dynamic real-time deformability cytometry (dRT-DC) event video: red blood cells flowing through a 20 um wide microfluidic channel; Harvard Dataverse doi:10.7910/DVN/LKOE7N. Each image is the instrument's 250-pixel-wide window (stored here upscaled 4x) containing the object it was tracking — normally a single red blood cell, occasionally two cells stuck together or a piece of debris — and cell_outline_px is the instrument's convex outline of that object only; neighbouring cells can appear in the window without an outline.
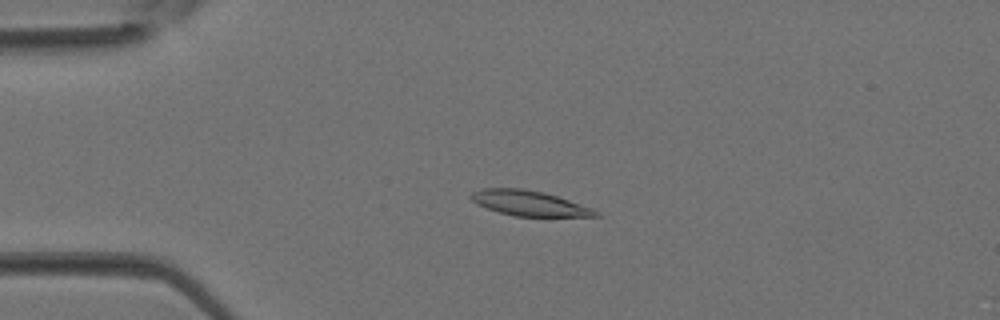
{"species": "Egyptian fruit bat (a non-hibernating species)", "species_latin": "Rousettus aegyptiacus", "temperature_condition": "room temperature", "stored_images_in_passage": 4, "camera_frame_rate_fps": 3000, "um_per_image_px": 0.085, "animal": {"sex": "female"}, "frame": {"image": 1, "passage_image": 3, "time_ms": 0.667, "image_size_px": [1000, 320], "cell_outline_px": [[600, 216], [516, 216], [500, 212], [476, 204], [468, 196], [472, 192], [484, 188], [520, 188], [544, 192], [592, 208], [600, 212]], "centroid_in_image_um": [44.96, 17.26], "position_along_channel_um": 40.0, "area_um2": 18.03}}
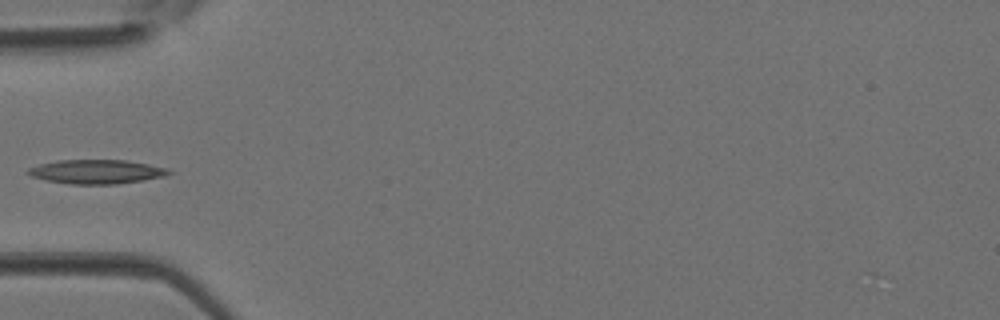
{"frame": {"image": 2, "passage_image": 4, "time_ms": 1.0, "image_size_px": [1000, 320], "cell_outline_px": [[172, 172], [164, 176], [144, 180], [116, 184], [72, 184], [44, 180], [32, 176], [24, 172], [28, 168], [40, 164], [56, 160], [124, 160], [148, 164], [168, 168]], "centroid_in_image_um": [8.17, 14.59], "position_along_channel_um": 76.8, "area_um2": 19.77}}